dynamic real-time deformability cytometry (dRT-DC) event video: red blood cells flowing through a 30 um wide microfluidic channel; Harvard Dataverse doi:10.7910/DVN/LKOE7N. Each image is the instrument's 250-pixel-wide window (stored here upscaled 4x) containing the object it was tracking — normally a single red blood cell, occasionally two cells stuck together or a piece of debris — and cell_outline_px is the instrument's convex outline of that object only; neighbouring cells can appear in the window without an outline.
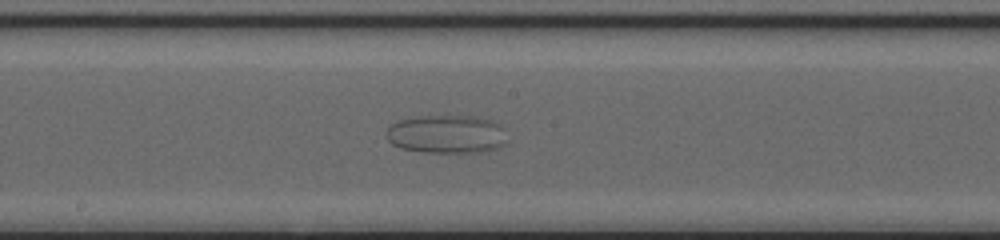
{"species": "common noctule bat (a hibernating species)", "species_latin": "Nyctalus noctula", "temperature_condition": "cold", "stored_images_in_passage": 48, "camera_frame_rate_fps": 3000, "um_per_image_px": 0.085, "animal": {"sex": "female", "body_mass_g": 20.0, "forearm_length_mm": 54.0}, "frame": {"image": 1, "passage_image": 24, "time_ms": 7.667, "image_size_px": [1000, 240], "cell_outline_px": [[504, 144], [496, 148], [484, 152], [424, 152], [400, 148], [392, 144], [388, 140], [388, 124], [396, 120], [416, 116], [480, 116], [492, 120], [500, 124], [504, 140]], "centroid_in_image_um": [37.91, 11.39], "position_along_channel_um": 210.3, "area_um2": 27.05}}